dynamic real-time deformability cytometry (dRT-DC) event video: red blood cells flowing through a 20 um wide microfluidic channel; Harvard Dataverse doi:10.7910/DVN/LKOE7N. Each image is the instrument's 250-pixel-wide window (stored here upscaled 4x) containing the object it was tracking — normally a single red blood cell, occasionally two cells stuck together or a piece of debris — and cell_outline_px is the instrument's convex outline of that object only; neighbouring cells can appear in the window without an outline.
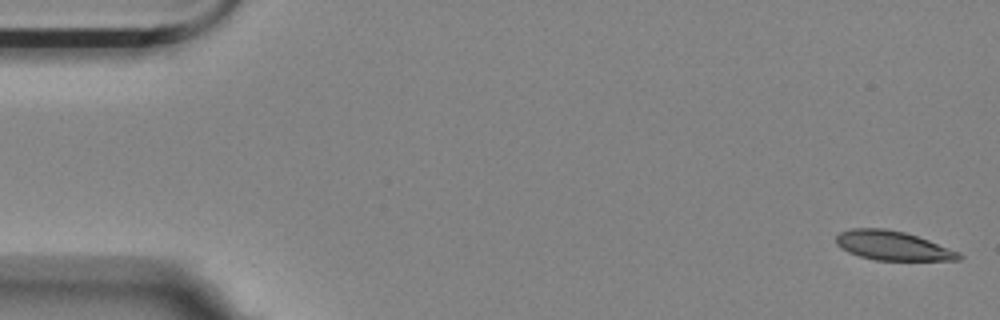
{"species": "Egyptian fruit bat (a non-hibernating species)", "species_latin": "Rousettus aegyptiacus", "temperature_condition": "room temperature", "stored_images_in_passage": 13, "camera_frame_rate_fps": 3000, "um_per_image_px": 0.085, "animal": {"sex": "female"}, "frame": {"image": 1, "passage_image": 1, "time_ms": 0.0, "image_size_px": [1000, 320], "cell_outline_px": [[964, 256], [960, 260], [876, 260], [860, 256], [848, 252], [840, 248], [836, 244], [836, 236], [840, 232], [852, 228], [884, 228], [904, 232], [928, 240], [960, 252]], "centroid_in_image_um": [75.87, 20.88], "position_along_channel_um": 9.1, "area_um2": 20.87}}